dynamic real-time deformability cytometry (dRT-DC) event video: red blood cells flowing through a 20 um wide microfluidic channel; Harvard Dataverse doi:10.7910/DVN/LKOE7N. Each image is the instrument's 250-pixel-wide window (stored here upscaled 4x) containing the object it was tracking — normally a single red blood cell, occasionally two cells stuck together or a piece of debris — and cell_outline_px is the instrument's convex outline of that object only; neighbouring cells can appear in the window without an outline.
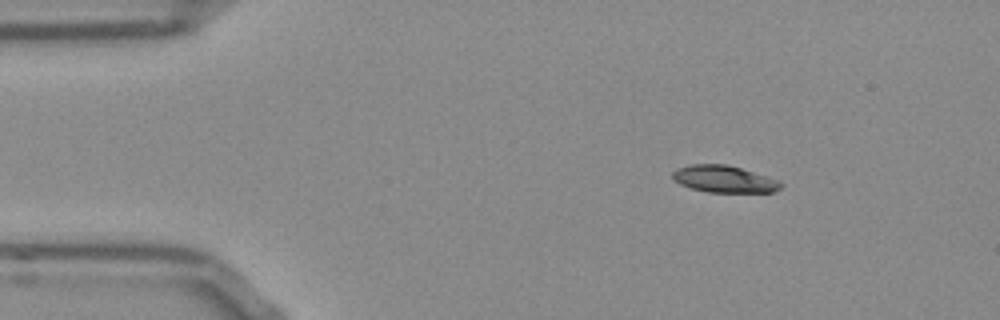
{"species": "Egyptian fruit bat (a non-hibernating species)", "species_latin": "Rousettus aegyptiacus", "temperature_condition": "room temperature", "stored_images_in_passage": 46, "camera_frame_rate_fps": 3000, "um_per_image_px": 0.085, "frame": {"image": 1, "passage_image": 1, "time_ms": 0.0, "image_size_px": [1000, 320], "cell_outline_px": [[784, 184], [780, 188], [772, 192], [708, 192], [692, 188], [680, 184], [672, 180], [672, 172], [676, 168], [692, 164], [728, 164], [768, 176], [780, 180]], "centroid_in_image_um": [61.55, 15.21], "position_along_channel_um": 23.4, "area_um2": 17.17}}
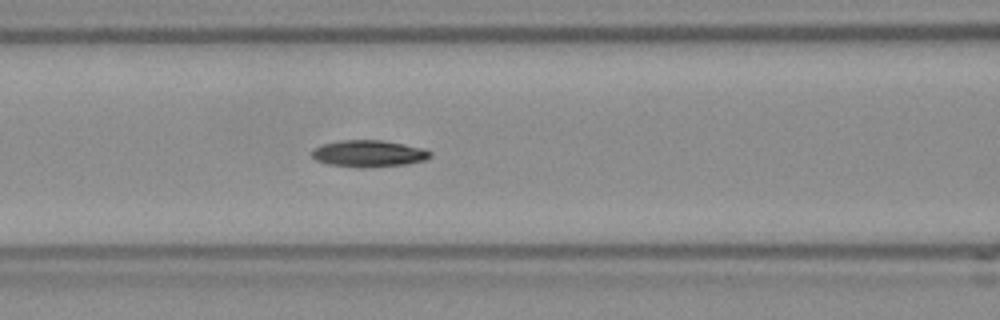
{"frame": {"image": 2, "passage_image": 15, "time_ms": 4.667, "image_size_px": [1000, 320], "cell_outline_px": [[432, 156], [428, 160], [408, 164], [360, 168], [328, 164], [316, 160], [312, 156], [312, 148], [324, 144], [340, 140], [380, 140], [404, 144], [424, 148], [432, 152]], "centroid_in_image_um": [31.38, 13.06], "position_along_channel_um": 135.2, "area_um2": 18.61}}
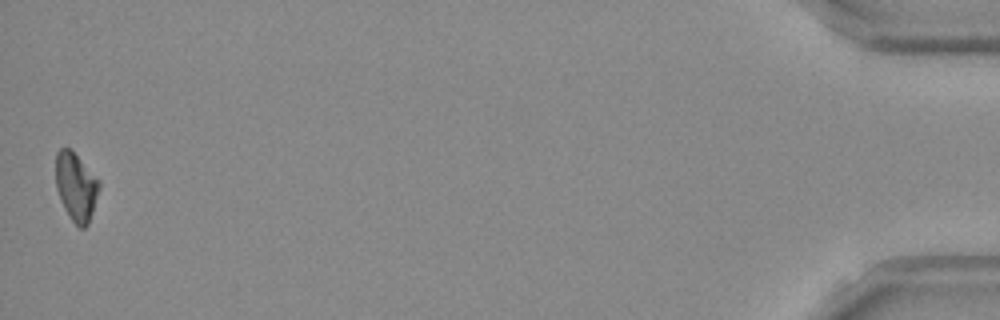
{"frame": {"image": 3, "passage_image": 46, "time_ms": 15.0, "image_size_px": [1000, 320], "cell_outline_px": [[100, 188], [88, 224], [84, 228], [80, 228], [72, 220], [64, 208], [60, 200], [56, 188], [56, 152], [60, 148], [68, 148], [100, 180]], "centroid_in_image_um": [6.46, 15.89], "position_along_channel_um": 428.7, "area_um2": 16.99}, "authors_computed_cell_mechanics": {"area_um2": 17.7735, "velocity_mm_per_s": 3.8041, "shape_relaxation_time_tau1_ms": 6.1928, "shape_relaxation_time_tau2_ms": null, "deformation_change_tau1": 0.1547, "deformation_change_tau2": null}}